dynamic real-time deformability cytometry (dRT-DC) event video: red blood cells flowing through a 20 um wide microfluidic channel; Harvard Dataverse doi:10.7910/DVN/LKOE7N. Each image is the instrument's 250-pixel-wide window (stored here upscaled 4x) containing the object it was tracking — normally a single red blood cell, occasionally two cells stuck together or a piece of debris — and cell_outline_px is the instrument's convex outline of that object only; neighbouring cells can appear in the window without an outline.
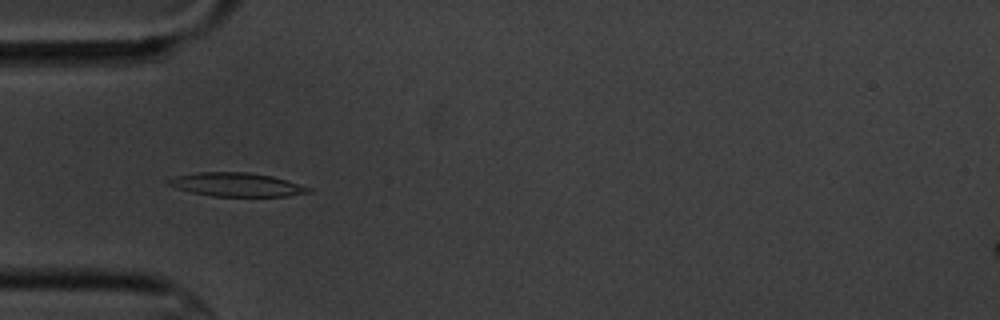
{"species": "common noctule bat (a hibernating species)", "species_latin": "Nyctalus noctula", "temperature_condition": "cold", "stored_images_in_passage": 7, "camera_frame_rate_fps": 3000, "um_per_image_px": 0.085, "animal": {"sex": "male", "body_mass_g": 20.1, "forearm_length_mm": 53.5}, "frame": {"image": 1, "passage_image": 6, "time_ms": 5.667, "image_size_px": [1000, 320], "cell_outline_px": [[312, 192], [284, 196], [212, 196], [192, 192], [176, 188], [168, 184], [168, 180], [176, 176], [196, 172], [248, 172], [272, 176], [312, 188]], "centroid_in_image_um": [20.11, 15.69], "position_along_channel_um": 64.9, "area_um2": 19.13}}
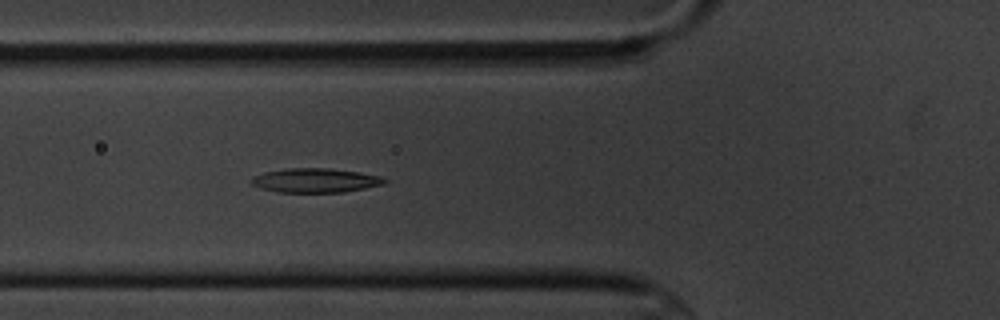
{"frame": {"image": 2, "passage_image": 7, "time_ms": 6.667, "image_size_px": [1000, 320], "cell_outline_px": [[388, 180], [384, 184], [344, 192], [276, 192], [260, 188], [252, 184], [248, 180], [252, 176], [264, 172], [284, 168], [328, 168], [360, 172], [380, 176]], "centroid_in_image_um": [26.76, 15.33], "position_along_channel_um": 99.0, "area_um2": 18.96}}